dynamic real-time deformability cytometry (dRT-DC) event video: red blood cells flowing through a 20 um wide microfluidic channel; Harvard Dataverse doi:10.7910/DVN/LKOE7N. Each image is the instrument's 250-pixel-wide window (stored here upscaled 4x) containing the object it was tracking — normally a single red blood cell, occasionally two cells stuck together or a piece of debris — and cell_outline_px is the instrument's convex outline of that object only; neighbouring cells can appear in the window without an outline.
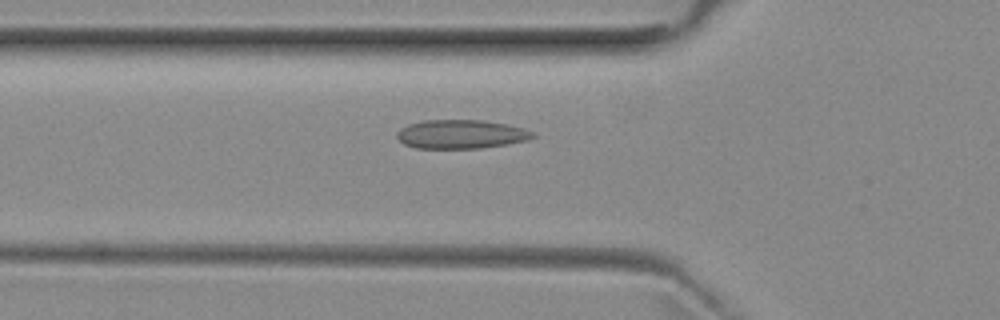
{"species": "common noctule bat (a hibernating species)", "species_latin": "Nyctalus noctula", "temperature_condition": "room temperature", "stored_images_in_passage": 48, "camera_frame_rate_fps": 3000, "um_per_image_px": 0.085, "animal": {"sex": "female", "body_mass_g": 29.2, "forearm_length_mm": 56.3}, "frame": {"image": 1, "passage_image": 14, "time_ms": 4.333, "image_size_px": [1000, 320], "cell_outline_px": [[536, 136], [528, 140], [508, 144], [480, 148], [416, 148], [404, 144], [396, 136], [396, 132], [400, 128], [408, 124], [424, 120], [484, 120], [508, 124], [524, 128], [536, 132]], "centroid_in_image_um": [39.22, 11.4], "position_along_channel_um": 86.6, "area_um2": 23.06}}
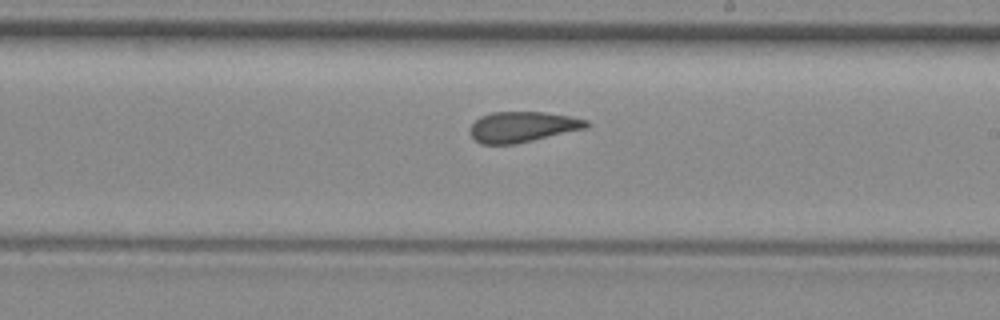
{"frame": {"image": 2, "passage_image": 26, "time_ms": 8.333, "image_size_px": [1000, 320], "cell_outline_px": [[588, 128], [516, 144], [480, 144], [472, 136], [468, 128], [480, 116], [492, 112], [544, 112], [572, 116], [588, 120]], "centroid_in_image_um": [44.42, 10.78], "position_along_channel_um": 244.6, "area_um2": 20.87}}
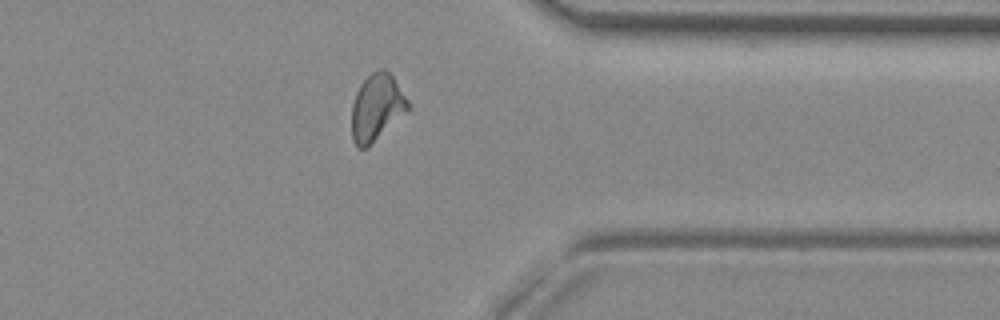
{"frame": {"image": 3, "passage_image": 37, "time_ms": 12.0, "image_size_px": [1000, 320], "cell_outline_px": [[408, 108], [368, 148], [356, 148], [352, 140], [352, 104], [356, 92], [360, 84], [376, 68], [384, 68], [392, 76], [408, 100]], "centroid_in_image_um": [31.97, 9.13], "position_along_channel_um": 379.4, "area_um2": 21.56}, "authors_computed_cell_mechanics": {"area_um2": 21.4438, "velocity_mm_per_s": 3.9393, "shape_relaxation_time_tau1_ms": null, "shape_relaxation_time_tau2_ms": 2.8389, "deformation_change_tau1": null, "deformation_change_tau2": 0.0932}}